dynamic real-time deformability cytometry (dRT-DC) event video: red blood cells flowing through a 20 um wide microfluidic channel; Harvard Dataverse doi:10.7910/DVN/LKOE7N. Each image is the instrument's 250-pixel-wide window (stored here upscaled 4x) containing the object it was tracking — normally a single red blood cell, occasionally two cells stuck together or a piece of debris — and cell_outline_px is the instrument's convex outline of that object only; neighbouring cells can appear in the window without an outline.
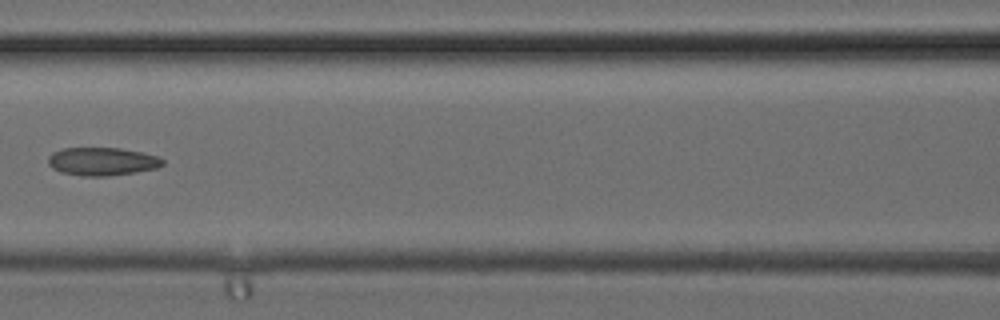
{"species": "common noctule bat (a hibernating species)", "species_latin": "Nyctalus noctula", "temperature_condition": "cold", "stored_images_in_passage": 4, "camera_frame_rate_fps": 3000, "um_per_image_px": 0.085, "animal": {"sex": "female", "body_mass_g": 24.6, "forearm_length_mm": 56.2}, "frame": {"image": 1, "passage_image": 4, "time_ms": 1.0, "image_size_px": [1000, 320], "cell_outline_px": [[164, 164], [156, 168], [136, 172], [108, 176], [84, 176], [60, 172], [52, 168], [48, 164], [48, 156], [52, 152], [64, 148], [120, 148], [140, 152], [156, 156], [164, 160]], "centroid_in_image_um": [8.65, 13.72], "position_along_channel_um": 157.9, "area_um2": 18.73}}